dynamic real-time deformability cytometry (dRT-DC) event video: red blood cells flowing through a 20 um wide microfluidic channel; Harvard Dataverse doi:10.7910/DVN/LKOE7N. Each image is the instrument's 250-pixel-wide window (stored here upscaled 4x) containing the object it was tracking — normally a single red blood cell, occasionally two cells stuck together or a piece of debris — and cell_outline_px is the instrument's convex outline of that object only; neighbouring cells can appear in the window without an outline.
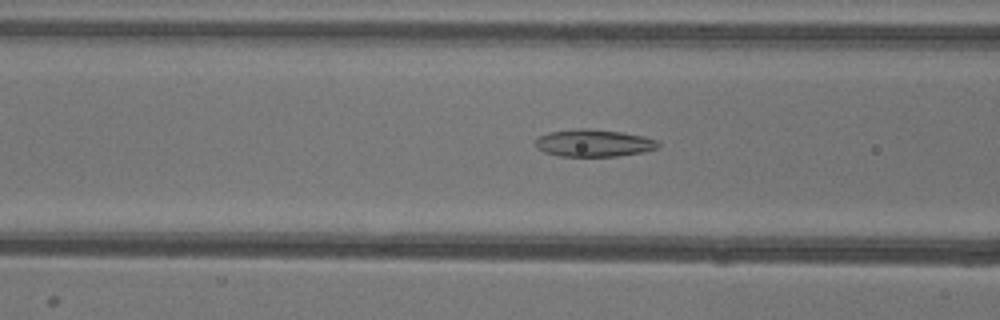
{"species": "common noctule bat (a hibernating species)", "species_latin": "Nyctalus noctula", "temperature_condition": "warm", "stored_images_in_passage": 14, "camera_frame_rate_fps": 3000, "um_per_image_px": 0.085, "animal": {"sex": "female"}, "frame": {"image": 1, "passage_image": 5, "time_ms": 1.333, "image_size_px": [1000, 320], "cell_outline_px": [[660, 148], [644, 152], [616, 156], [560, 156], [544, 152], [536, 148], [536, 140], [540, 136], [548, 132], [580, 128], [588, 128], [620, 132], [644, 136], [656, 140], [660, 144]], "centroid_in_image_um": [50.49, 12.16], "position_along_channel_um": 116.1, "area_um2": 19.54}}
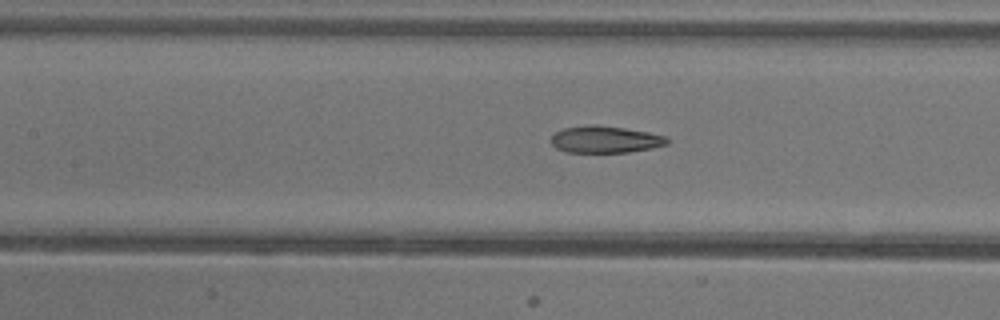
{"frame": {"image": 2, "passage_image": 8, "time_ms": 2.333, "image_size_px": [1000, 320], "cell_outline_px": [[668, 144], [652, 148], [628, 152], [568, 152], [556, 148], [552, 144], [552, 136], [556, 132], [564, 128], [592, 124], [596, 124], [624, 128], [648, 132], [664, 136], [668, 140]], "centroid_in_image_um": [51.44, 11.85], "position_along_channel_um": 156.0, "area_um2": 18.03}}
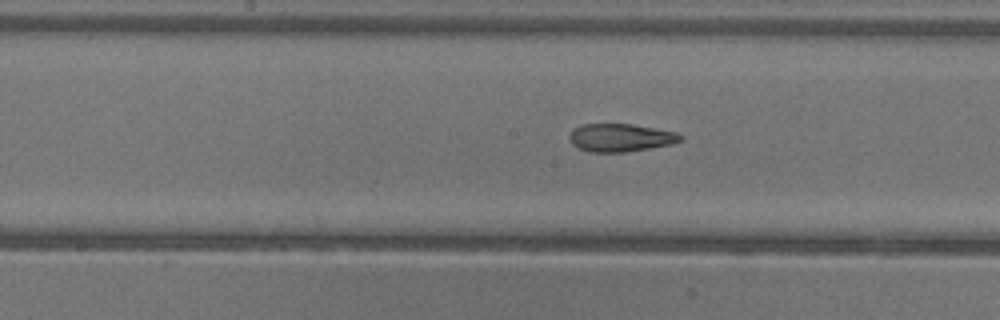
{"frame": {"image": 3, "passage_image": 11, "time_ms": 3.333, "image_size_px": [1000, 320], "cell_outline_px": [[684, 140], [672, 144], [624, 152], [588, 152], [572, 144], [568, 136], [576, 128], [584, 124], [632, 124], [676, 132], [684, 136]], "centroid_in_image_um": [52.78, 11.7], "position_along_channel_um": 195.4, "area_um2": 17.98}}